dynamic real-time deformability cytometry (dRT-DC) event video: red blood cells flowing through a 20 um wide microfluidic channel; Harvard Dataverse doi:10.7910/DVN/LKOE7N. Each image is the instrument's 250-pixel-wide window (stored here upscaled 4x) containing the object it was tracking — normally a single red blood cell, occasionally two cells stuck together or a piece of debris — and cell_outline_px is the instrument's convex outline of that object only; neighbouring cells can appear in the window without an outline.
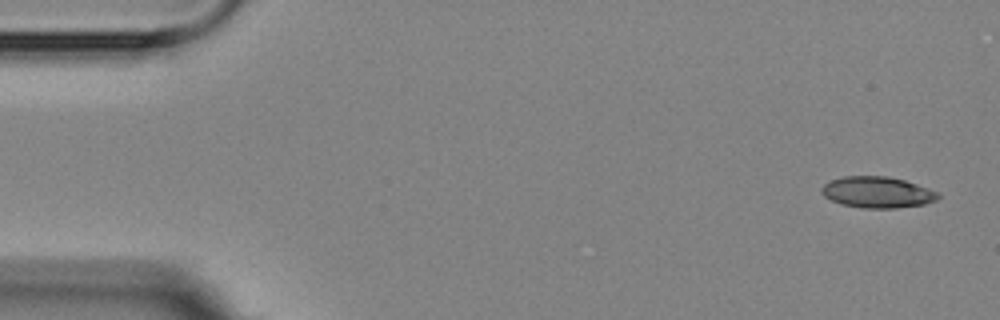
{"species": "Egyptian fruit bat (a non-hibernating species)", "species_latin": "Rousettus aegyptiacus", "temperature_condition": "room temperature", "stored_images_in_passage": 4, "camera_frame_rate_fps": 3000, "um_per_image_px": 0.085, "animal": {"sex": "female"}, "frame": {"image": 1, "passage_image": 1, "time_ms": 0.0, "image_size_px": [1000, 320], "cell_outline_px": [[940, 196], [936, 200], [924, 204], [896, 208], [860, 208], [840, 204], [824, 196], [820, 192], [820, 188], [824, 184], [832, 180], [844, 176], [888, 176], [904, 180], [940, 192]], "centroid_in_image_um": [74.57, 16.34], "position_along_channel_um": 10.4, "area_um2": 21.27}}
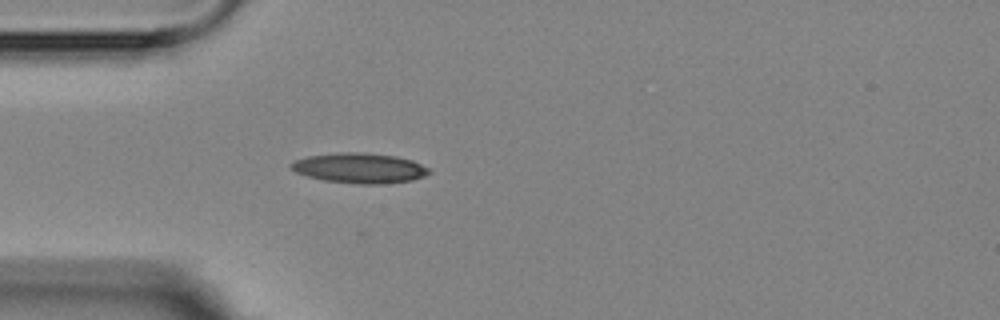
{"frame": {"image": 2, "passage_image": 4, "time_ms": 4.333, "image_size_px": [1000, 320], "cell_outline_px": [[432, 172], [424, 176], [412, 180], [380, 184], [360, 184], [324, 180], [308, 176], [296, 172], [288, 164], [296, 160], [308, 156], [340, 152], [360, 152], [396, 156], [412, 160], [428, 168]], "centroid_in_image_um": [30.57, 14.28], "position_along_channel_um": 54.4, "area_um2": 24.04}}